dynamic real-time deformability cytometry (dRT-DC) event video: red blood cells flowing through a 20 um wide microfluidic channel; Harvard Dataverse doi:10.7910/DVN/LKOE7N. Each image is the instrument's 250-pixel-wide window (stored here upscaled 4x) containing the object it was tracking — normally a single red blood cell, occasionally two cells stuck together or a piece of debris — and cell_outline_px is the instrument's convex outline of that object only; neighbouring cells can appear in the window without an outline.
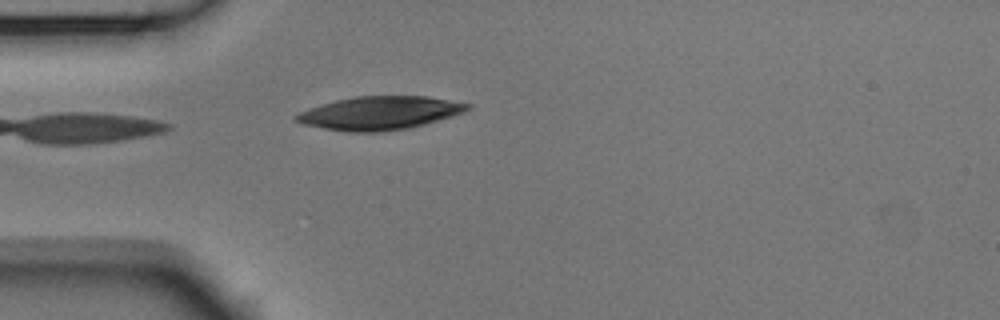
{"species": "Egyptian fruit bat (a non-hibernating species)", "species_latin": "Rousettus aegyptiacus", "temperature_condition": "room temperature", "stored_images_in_passage": 36, "camera_frame_rate_fps": 3000, "um_per_image_px": 0.085, "animal": {"sex": "male"}, "frame": {"image": 1, "passage_image": 1, "time_ms": 0.0, "image_size_px": [1000, 320], "cell_outline_px": [[472, 108], [452, 116], [424, 124], [408, 128], [380, 132], [348, 132], [324, 128], [304, 124], [296, 120], [292, 116], [300, 112], [336, 100], [352, 96], [428, 96], [472, 104]], "centroid_in_image_um": [32.3, 9.6], "position_along_channel_um": 52.7, "area_um2": 33.06}}
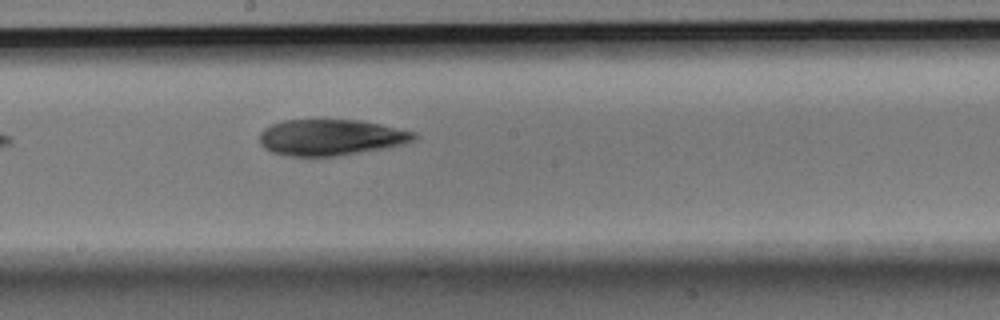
{"frame": {"image": 2, "passage_image": 15, "time_ms": 4.667, "image_size_px": [1000, 320], "cell_outline_px": [[420, 136], [404, 144], [384, 148], [332, 156], [292, 156], [272, 152], [264, 148], [260, 144], [260, 132], [264, 128], [272, 124], [284, 120], [320, 116], [324, 116], [360, 120], [380, 124], [416, 132]], "centroid_in_image_um": [28.09, 11.61], "position_along_channel_um": 220.1, "area_um2": 33.47}}
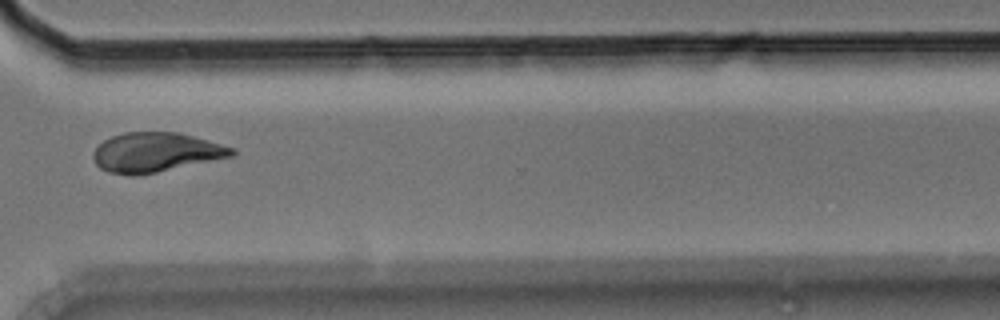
{"frame": {"image": 3, "passage_image": 26, "time_ms": 8.333, "image_size_px": [1000, 320], "cell_outline_px": [[236, 152], [232, 156], [140, 176], [128, 176], [108, 172], [100, 168], [96, 164], [92, 156], [92, 152], [104, 140], [112, 136], [124, 132], [176, 132], [208, 140], [236, 148]], "centroid_in_image_um": [13.22, 12.96], "position_along_channel_um": 357.4, "area_um2": 32.02}}